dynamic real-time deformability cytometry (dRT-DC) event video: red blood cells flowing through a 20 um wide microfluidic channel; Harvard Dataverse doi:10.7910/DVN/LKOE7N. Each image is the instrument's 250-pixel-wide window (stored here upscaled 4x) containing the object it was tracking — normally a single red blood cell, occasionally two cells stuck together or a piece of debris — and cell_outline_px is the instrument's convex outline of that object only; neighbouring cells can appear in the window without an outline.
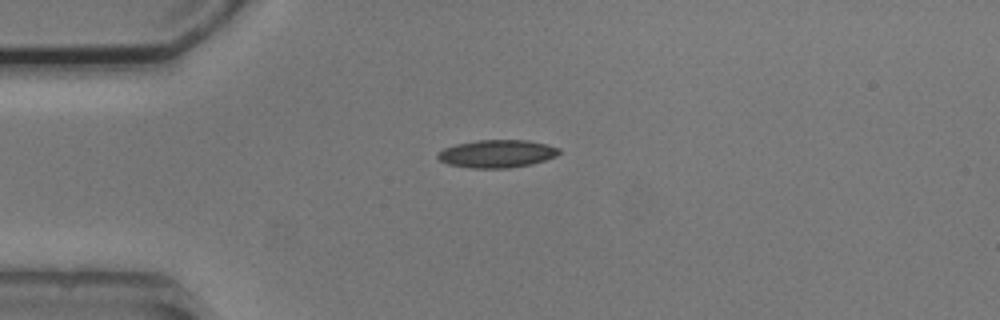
{"species": "common noctule bat (a hibernating species)", "species_latin": "Nyctalus noctula", "temperature_condition": "cold", "stored_images_in_passage": 1, "camera_frame_rate_fps": 3000, "um_per_image_px": 0.085, "animal": {"sex": "male", "body_mass_g": 20.5, "forearm_length_mm": 52.5}, "frame": {"image": 1, "passage_image": 1, "time_ms": 0.0, "image_size_px": [1000, 320], "cell_outline_px": [[560, 152], [556, 156], [532, 164], [508, 168], [472, 168], [448, 164], [440, 160], [436, 156], [444, 148], [456, 144], [476, 140], [528, 140], [548, 144], [560, 148]], "centroid_in_image_um": [42.26, 13.06], "position_along_channel_um": 42.7, "area_um2": 19.65}}